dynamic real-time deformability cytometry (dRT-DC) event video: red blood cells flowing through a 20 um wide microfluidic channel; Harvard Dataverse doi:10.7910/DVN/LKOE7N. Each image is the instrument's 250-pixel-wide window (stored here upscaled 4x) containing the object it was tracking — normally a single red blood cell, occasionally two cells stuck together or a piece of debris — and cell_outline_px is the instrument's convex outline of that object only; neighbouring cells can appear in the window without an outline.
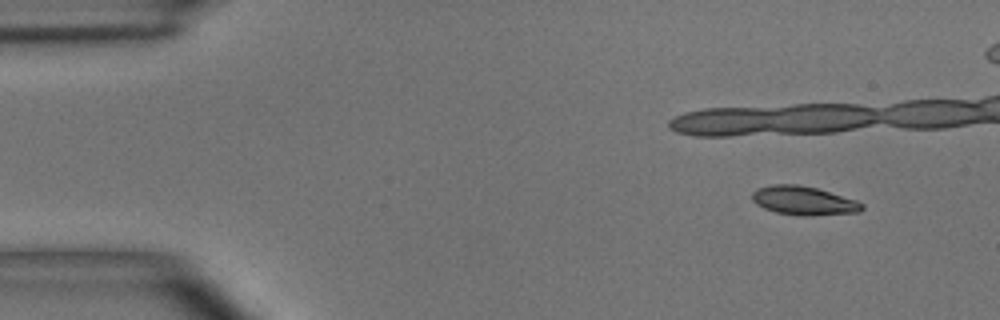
{"species": "common noctule bat (a hibernating species)", "species_latin": "Nyctalus noctula", "temperature_condition": "room temperature", "stored_images_in_passage": 5, "camera_frame_rate_fps": 3000, "um_per_image_px": 0.085, "animal": {"sex": "male", "body_mass_g": 15.6}, "frame": {"image": 1, "passage_image": 1, "time_ms": 0.0, "image_size_px": [1000, 320], "cell_outline_px": [[864, 208], [860, 212], [812, 216], [800, 216], [776, 212], [764, 208], [756, 204], [752, 200], [752, 192], [760, 188], [772, 184], [796, 184], [816, 188], [856, 200], [864, 204]], "centroid_in_image_um": [68.32, 17.07], "position_along_channel_um": 16.7, "area_um2": 18.44}}